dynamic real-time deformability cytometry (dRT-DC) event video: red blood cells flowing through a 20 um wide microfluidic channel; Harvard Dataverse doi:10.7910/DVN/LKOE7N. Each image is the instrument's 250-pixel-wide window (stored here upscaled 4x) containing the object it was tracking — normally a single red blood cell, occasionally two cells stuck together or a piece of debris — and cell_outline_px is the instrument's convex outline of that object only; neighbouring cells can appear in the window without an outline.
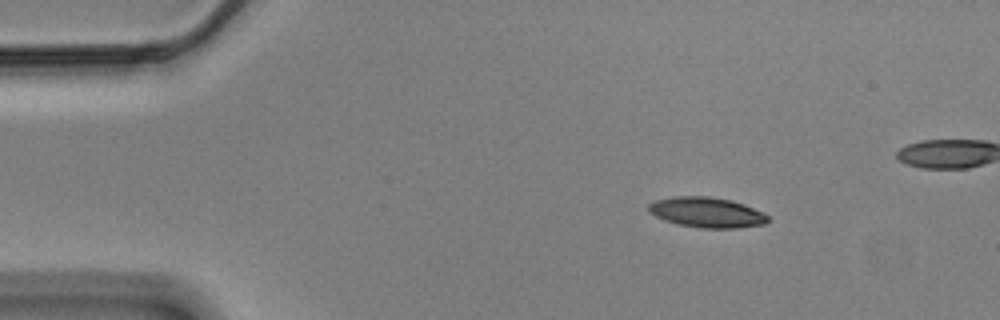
{"species": "Egyptian fruit bat (a non-hibernating species)", "species_latin": "Rousettus aegyptiacus", "temperature_condition": "cold", "stored_images_in_passage": 17, "camera_frame_rate_fps": 3000, "um_per_image_px": 0.085, "animal": {"sex": "male"}, "frame": {"image": 1, "passage_image": 8, "time_ms": 2.333, "image_size_px": [1000, 320], "cell_outline_px": [[768, 220], [764, 224], [736, 228], [700, 228], [676, 224], [664, 220], [648, 212], [648, 204], [656, 200], [676, 196], [708, 196], [728, 200], [744, 204], [764, 212], [768, 216]], "centroid_in_image_um": [60.06, 18.06], "position_along_channel_um": 24.9, "area_um2": 21.04}}